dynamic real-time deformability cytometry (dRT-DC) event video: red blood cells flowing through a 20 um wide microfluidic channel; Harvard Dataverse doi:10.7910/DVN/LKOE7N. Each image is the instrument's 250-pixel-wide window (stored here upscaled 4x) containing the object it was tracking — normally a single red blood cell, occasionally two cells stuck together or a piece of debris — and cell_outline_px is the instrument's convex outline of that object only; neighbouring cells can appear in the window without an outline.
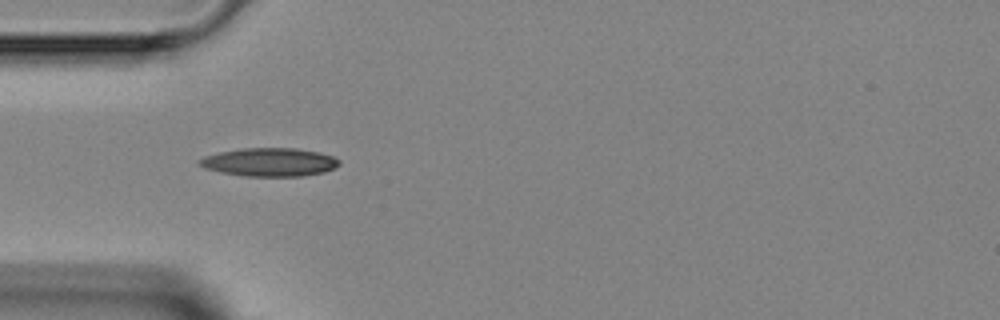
{"species": "Egyptian fruit bat (a non-hibernating species)", "species_latin": "Rousettus aegyptiacus", "temperature_condition": "room temperature", "stored_images_in_passage": 1, "camera_frame_rate_fps": 3000, "um_per_image_px": 0.085, "animal": {"sex": "female"}, "frame": {"image": 1, "passage_image": 1, "time_ms": 0.0, "image_size_px": [1000, 320], "cell_outline_px": [[340, 164], [324, 172], [304, 176], [244, 176], [220, 172], [204, 168], [196, 164], [196, 160], [204, 156], [220, 152], [240, 148], [296, 148], [320, 152], [332, 156], [340, 160]], "centroid_in_image_um": [22.87, 13.78], "position_along_channel_um": 62.1, "area_um2": 23.29}}